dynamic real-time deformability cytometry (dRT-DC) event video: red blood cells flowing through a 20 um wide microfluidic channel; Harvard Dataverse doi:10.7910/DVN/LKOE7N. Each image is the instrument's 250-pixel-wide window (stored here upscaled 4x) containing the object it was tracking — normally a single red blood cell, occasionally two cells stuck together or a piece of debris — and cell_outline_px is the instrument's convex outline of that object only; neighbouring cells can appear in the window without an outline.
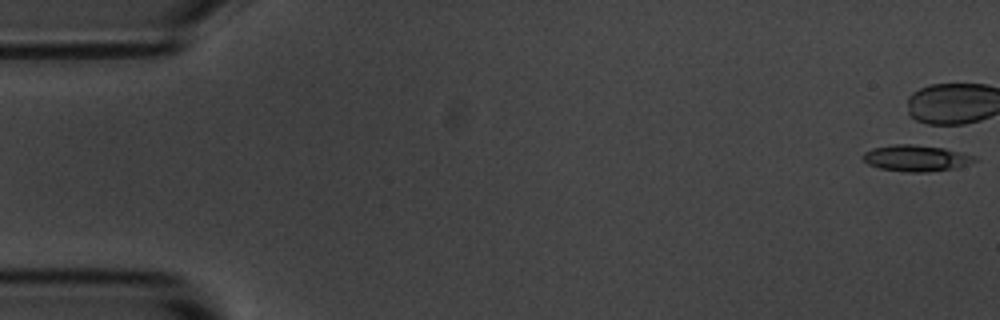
{"species": "common noctule bat (a hibernating species)", "species_latin": "Nyctalus noctula", "temperature_condition": "room temperature", "stored_images_in_passage": 44, "camera_frame_rate_fps": 3000, "um_per_image_px": 0.085, "animal": {"sex": "male", "body_mass_g": 20.1, "forearm_length_mm": 53.5}, "frame": {"image": 1, "passage_image": 1, "time_ms": 0.0, "image_size_px": [1000, 320], "cell_outline_px": [[980, 160], [956, 168], [928, 172], [908, 172], [880, 168], [868, 164], [864, 160], [864, 152], [872, 148], [896, 144], [912, 144], [944, 148], [964, 152], [976, 156]], "centroid_in_image_um": [77.94, 13.44], "position_along_channel_um": 7.1, "area_um2": 17.17}, "authors_computed_cell_mechanics": {"area_um2": 17.8602, "velocity_mm_per_s": 3.5993, "shape_relaxation_time_tau1_ms": 2.5304, "shape_relaxation_time_tau2_ms": null, "deformation_change_tau1": 0.1424, "deformation_change_tau2": null}}